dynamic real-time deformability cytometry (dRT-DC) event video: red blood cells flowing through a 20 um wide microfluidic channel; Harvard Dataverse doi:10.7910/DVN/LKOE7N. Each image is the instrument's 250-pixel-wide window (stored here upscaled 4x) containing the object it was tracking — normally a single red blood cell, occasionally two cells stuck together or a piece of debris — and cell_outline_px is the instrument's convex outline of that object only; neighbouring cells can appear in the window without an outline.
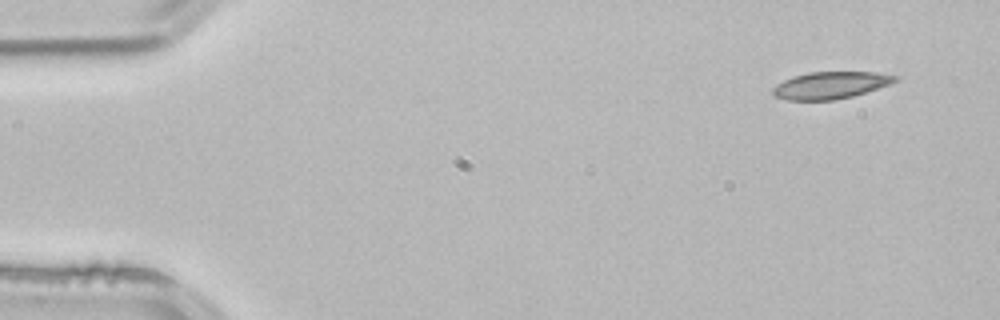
{"species": "common noctule bat (a hibernating species)", "species_latin": "Nyctalus noctula", "temperature_condition": "room temperature", "stored_images_in_passage": 3, "camera_frame_rate_fps": 3000, "um_per_image_px": 0.085, "animal": {"sex": "male", "body_mass_g": 21.5, "forearm_length_mm": 52.0}, "frame": {"image": 1, "passage_image": 1, "time_ms": 0.0, "image_size_px": [1000, 320], "cell_outline_px": [[900, 80], [892, 84], [852, 96], [832, 100], [788, 100], [776, 96], [772, 92], [772, 88], [784, 80], [792, 76], [808, 72], [876, 72], [900, 76]], "centroid_in_image_um": [70.65, 7.23], "position_along_channel_um": 14.3, "area_um2": 19.36}}
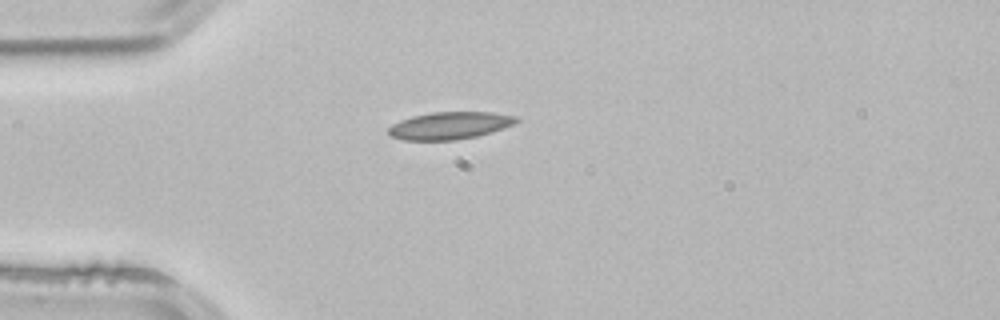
{"frame": {"image": 2, "passage_image": 3, "time_ms": 0.667, "image_size_px": [1000, 320], "cell_outline_px": [[520, 120], [512, 124], [476, 136], [456, 140], [404, 140], [392, 136], [388, 132], [388, 128], [392, 124], [400, 120], [412, 116], [432, 112], [492, 112], [516, 116]], "centroid_in_image_um": [38.18, 10.66], "position_along_channel_um": 46.8, "area_um2": 20.11}}